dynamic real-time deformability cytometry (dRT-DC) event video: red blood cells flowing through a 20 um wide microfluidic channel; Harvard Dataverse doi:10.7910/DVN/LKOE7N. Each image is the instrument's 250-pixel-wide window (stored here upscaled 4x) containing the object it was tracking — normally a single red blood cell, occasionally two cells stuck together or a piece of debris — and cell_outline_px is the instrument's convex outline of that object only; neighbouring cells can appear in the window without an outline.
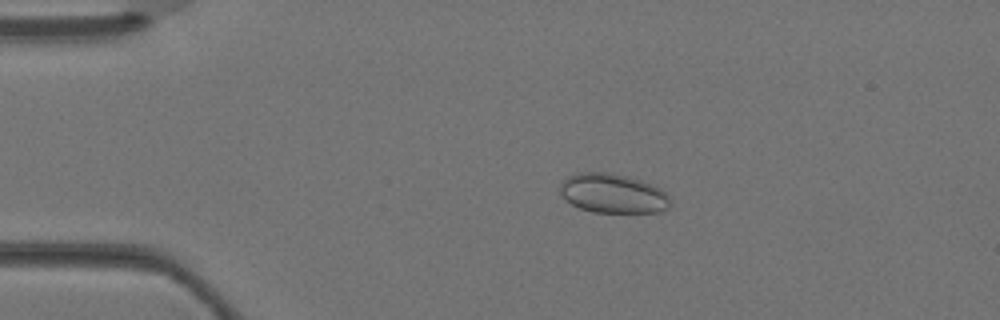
{"species": "Egyptian fruit bat (a non-hibernating species)", "species_latin": "Rousettus aegyptiacus", "temperature_condition": "warm", "stored_images_in_passage": 3, "camera_frame_rate_fps": 3000, "um_per_image_px": 0.085, "animal": {"sex": "female"}, "frame": {"image": 1, "passage_image": 2, "time_ms": 0.333, "image_size_px": [1000, 320], "cell_outline_px": [[668, 208], [660, 212], [592, 212], [580, 208], [572, 204], [560, 192], [560, 184], [568, 176], [580, 172], [608, 172], [640, 180], [652, 184], [660, 188], [668, 196]], "centroid_in_image_um": [52.08, 16.44], "position_along_channel_um": 32.9, "area_um2": 24.97}}